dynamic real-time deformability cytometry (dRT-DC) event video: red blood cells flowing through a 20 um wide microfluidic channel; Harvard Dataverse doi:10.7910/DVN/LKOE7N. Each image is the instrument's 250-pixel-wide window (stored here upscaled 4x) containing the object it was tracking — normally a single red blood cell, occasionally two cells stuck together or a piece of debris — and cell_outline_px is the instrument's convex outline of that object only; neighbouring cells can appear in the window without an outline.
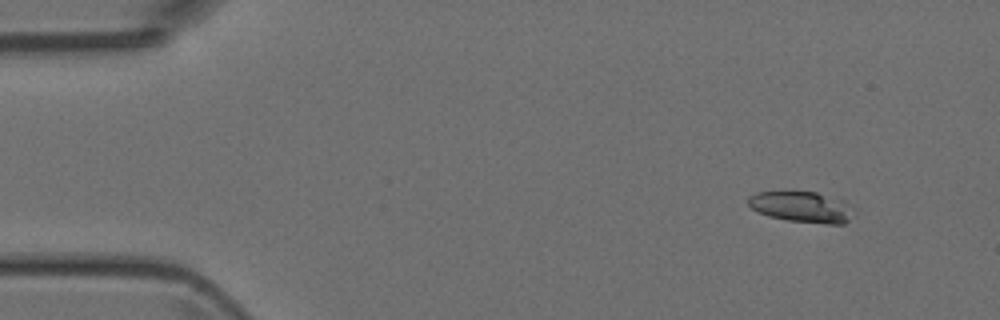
{"species": "Egyptian fruit bat (a non-hibernating species)", "species_latin": "Rousettus aegyptiacus", "temperature_condition": "room temperature", "stored_images_in_passage": 5, "camera_frame_rate_fps": 3000, "um_per_image_px": 0.085, "animal": {"sex": "female"}, "frame": {"image": 1, "passage_image": 2, "time_ms": 1.0, "image_size_px": [1000, 320], "cell_outline_px": [[848, 220], [844, 224], [824, 224], [788, 220], [768, 216], [752, 208], [748, 204], [748, 196], [756, 192], [816, 192], [844, 200], [848, 204]], "centroid_in_image_um": [68.08, 17.58], "position_along_channel_um": 16.9, "area_um2": 18.55}}
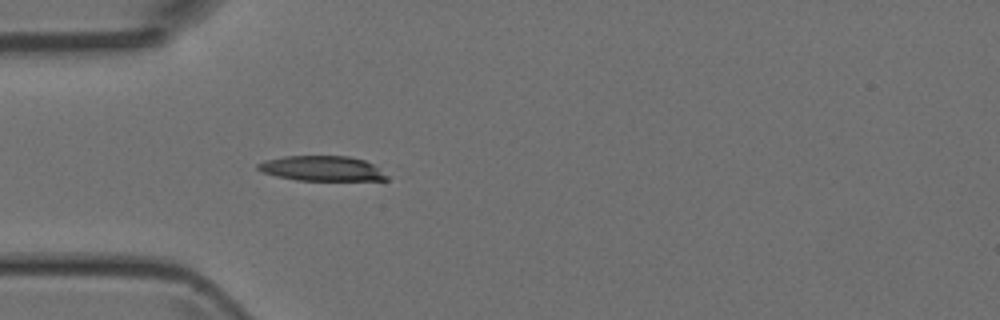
{"frame": {"image": 2, "passage_image": 5, "time_ms": 4.333, "image_size_px": [1000, 320], "cell_outline_px": [[388, 180], [296, 180], [276, 176], [264, 172], [256, 168], [256, 164], [264, 160], [284, 156], [348, 156], [364, 160], [372, 164], [388, 176]], "centroid_in_image_um": [27.33, 14.31], "position_along_channel_um": 57.7, "area_um2": 18.67}}